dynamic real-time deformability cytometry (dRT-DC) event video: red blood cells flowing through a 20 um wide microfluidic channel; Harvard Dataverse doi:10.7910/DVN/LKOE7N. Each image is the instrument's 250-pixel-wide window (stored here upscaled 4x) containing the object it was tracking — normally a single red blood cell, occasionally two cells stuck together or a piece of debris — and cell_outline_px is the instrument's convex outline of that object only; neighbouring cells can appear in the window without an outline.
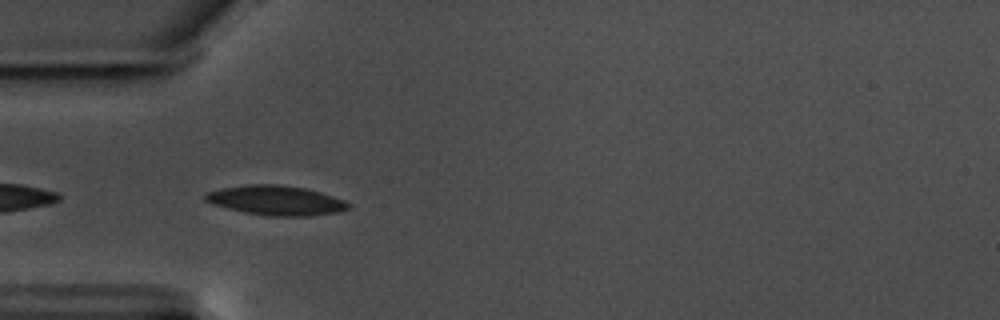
{"species": "common noctule bat (a hibernating species)", "species_latin": "Nyctalus noctula", "temperature_condition": "warm", "stored_images_in_passage": 4, "camera_frame_rate_fps": 3000, "um_per_image_px": 0.085, "animal": {"sex": "male", "body_mass_g": 17.5, "forearm_length_mm": 52.3}, "frame": {"image": 1, "passage_image": 2, "time_ms": 0.333, "image_size_px": [1000, 320], "cell_outline_px": [[352, 208], [340, 212], [308, 216], [268, 216], [244, 212], [212, 204], [204, 200], [204, 196], [208, 192], [220, 188], [248, 184], [276, 184], [304, 188], [320, 192], [344, 200], [352, 204]], "centroid_in_image_um": [23.49, 17.04], "position_along_channel_um": 61.5, "area_um2": 24.8}}